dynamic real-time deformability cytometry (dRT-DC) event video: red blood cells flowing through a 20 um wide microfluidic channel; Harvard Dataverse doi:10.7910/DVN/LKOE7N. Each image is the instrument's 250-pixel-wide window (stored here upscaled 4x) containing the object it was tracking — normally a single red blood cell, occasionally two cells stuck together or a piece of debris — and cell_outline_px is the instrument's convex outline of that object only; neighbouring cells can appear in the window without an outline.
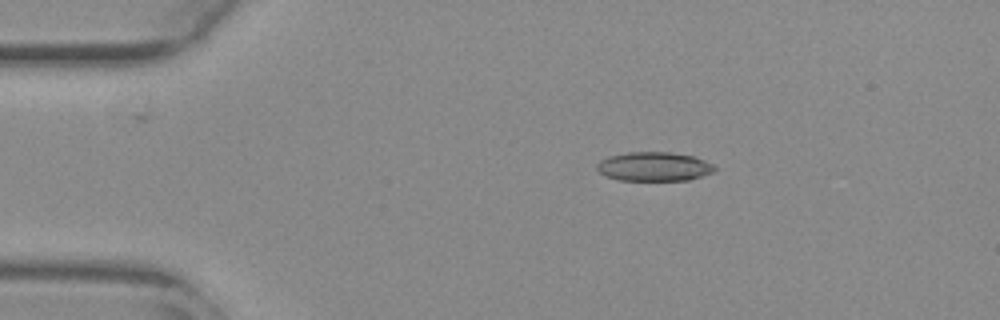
{"species": "common noctule bat (a hibernating species)", "species_latin": "Nyctalus noctula", "temperature_condition": "warm", "stored_images_in_passage": 6, "camera_frame_rate_fps": 3000, "um_per_image_px": 0.085, "animal": {"sex": "female", "body_mass_g": 29.2, "forearm_length_mm": 56.3}, "frame": {"image": 1, "passage_image": 1, "time_ms": 0.0, "image_size_px": [1000, 320], "cell_outline_px": [[716, 172], [688, 180], [620, 180], [608, 176], [600, 172], [596, 168], [596, 164], [600, 160], [608, 156], [628, 152], [668, 152], [696, 156], [712, 164], [716, 168]], "centroid_in_image_um": [55.62, 14.15], "position_along_channel_um": 29.4, "area_um2": 20.0}}